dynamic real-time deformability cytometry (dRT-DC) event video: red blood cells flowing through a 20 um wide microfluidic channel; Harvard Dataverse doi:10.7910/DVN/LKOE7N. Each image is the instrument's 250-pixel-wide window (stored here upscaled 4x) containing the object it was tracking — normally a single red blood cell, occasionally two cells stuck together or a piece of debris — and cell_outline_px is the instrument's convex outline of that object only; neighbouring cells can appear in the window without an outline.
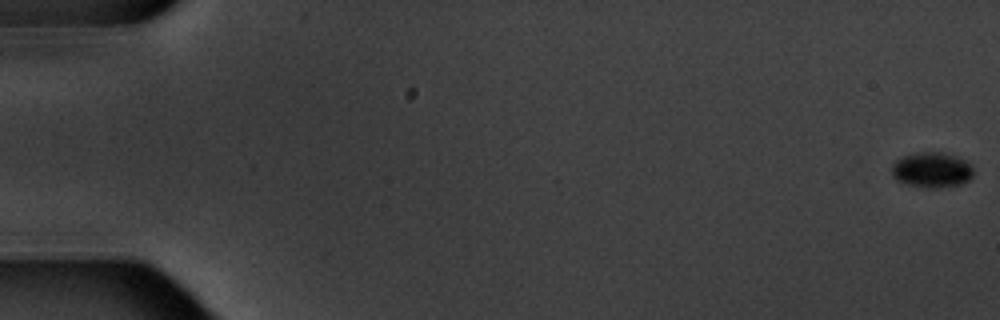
{"species": "common noctule bat (a hibernating species)", "species_latin": "Nyctalus noctula", "temperature_condition": "warm", "stored_images_in_passage": 6, "camera_frame_rate_fps": 3000, "um_per_image_px": 0.085, "animal": {"sex": "male", "body_mass_g": 20.1, "forearm_length_mm": 53.5}, "frame": {"image": 1, "passage_image": 1, "time_ms": 0.0, "image_size_px": [1000, 320], "cell_outline_px": [[972, 176], [968, 180], [960, 184], [936, 188], [932, 188], [908, 184], [896, 180], [892, 176], [892, 164], [896, 160], [904, 156], [920, 152], [944, 152], [956, 156], [972, 164]], "centroid_in_image_um": [79.2, 14.43], "position_along_channel_um": 5.8, "area_um2": 16.7}}
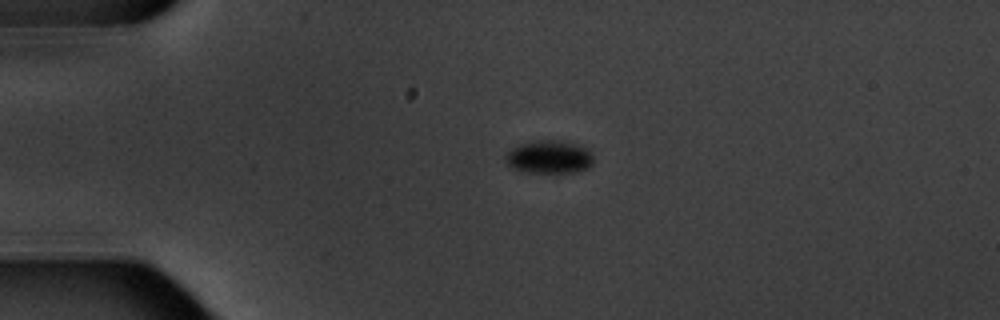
{"frame": {"image": 2, "passage_image": 5, "time_ms": 4.667, "image_size_px": [1000, 320], "cell_outline_px": [[592, 164], [588, 168], [576, 172], [524, 172], [508, 164], [504, 160], [504, 156], [516, 144], [536, 140], [560, 140], [580, 144], [588, 148], [592, 152]], "centroid_in_image_um": [46.7, 13.31], "position_along_channel_um": 38.3, "area_um2": 17.17}}